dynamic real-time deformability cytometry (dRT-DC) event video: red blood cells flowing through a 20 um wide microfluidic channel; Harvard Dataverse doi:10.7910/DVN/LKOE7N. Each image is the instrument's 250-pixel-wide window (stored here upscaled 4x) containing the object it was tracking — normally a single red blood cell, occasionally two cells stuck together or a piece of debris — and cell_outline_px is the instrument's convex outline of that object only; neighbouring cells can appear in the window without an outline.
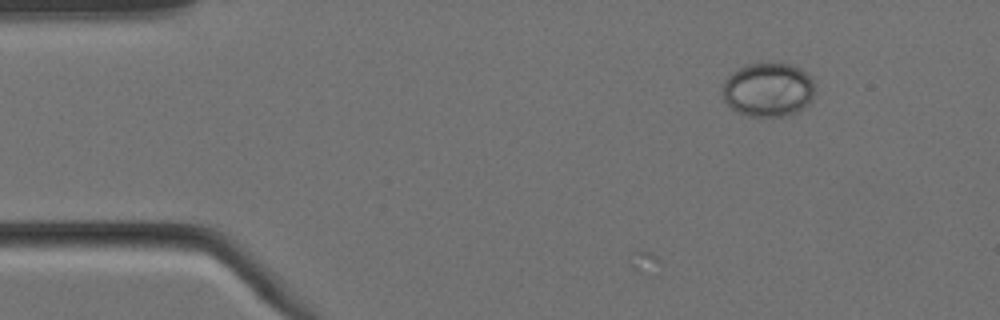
{"species": "Egyptian fruit bat (a non-hibernating species)", "species_latin": "Rousettus aegyptiacus", "temperature_condition": "cold", "stored_images_in_passage": 2, "camera_frame_rate_fps": 3000, "um_per_image_px": 0.085, "animal": {"sex": "female"}, "frame": {"image": 1, "passage_image": 2, "time_ms": 0.333, "image_size_px": [1000, 320], "cell_outline_px": [[812, 96], [808, 104], [796, 112], [784, 116], [748, 116], [736, 112], [724, 100], [724, 84], [728, 76], [732, 72], [744, 64], [788, 64], [800, 68], [812, 76]], "centroid_in_image_um": [65.28, 7.63], "position_along_channel_um": 19.7, "area_um2": 28.73}}